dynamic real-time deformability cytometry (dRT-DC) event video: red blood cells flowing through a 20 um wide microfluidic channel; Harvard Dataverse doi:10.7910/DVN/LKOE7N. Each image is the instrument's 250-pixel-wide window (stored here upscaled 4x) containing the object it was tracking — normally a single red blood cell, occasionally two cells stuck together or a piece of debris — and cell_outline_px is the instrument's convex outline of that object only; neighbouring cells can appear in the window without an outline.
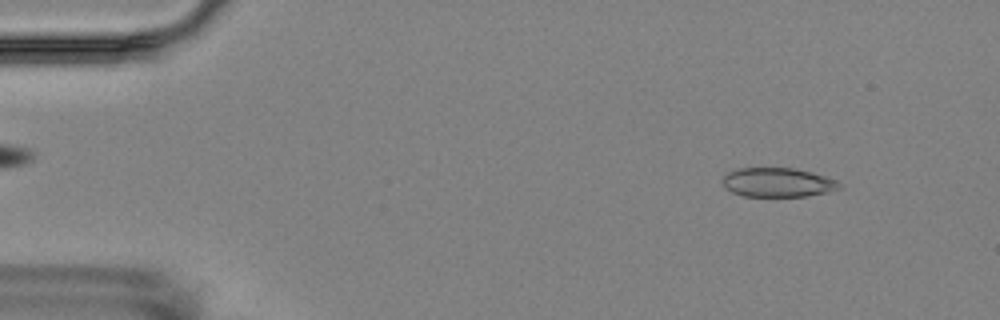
{"species": "Egyptian fruit bat (a non-hibernating species)", "species_latin": "Rousettus aegyptiacus", "temperature_condition": "room temperature", "stored_images_in_passage": 4, "camera_frame_rate_fps": 3000, "um_per_image_px": 0.085, "animal": {"sex": "female"}, "frame": {"image": 1, "passage_image": 1, "time_ms": 0.0, "image_size_px": [1000, 320], "cell_outline_px": [[840, 188], [828, 192], [804, 196], [744, 196], [732, 192], [724, 188], [724, 176], [728, 172], [740, 168], [792, 168], [812, 172], [836, 180], [840, 184]], "centroid_in_image_um": [66.1, 15.5], "position_along_channel_um": 18.9, "area_um2": 19.65}}